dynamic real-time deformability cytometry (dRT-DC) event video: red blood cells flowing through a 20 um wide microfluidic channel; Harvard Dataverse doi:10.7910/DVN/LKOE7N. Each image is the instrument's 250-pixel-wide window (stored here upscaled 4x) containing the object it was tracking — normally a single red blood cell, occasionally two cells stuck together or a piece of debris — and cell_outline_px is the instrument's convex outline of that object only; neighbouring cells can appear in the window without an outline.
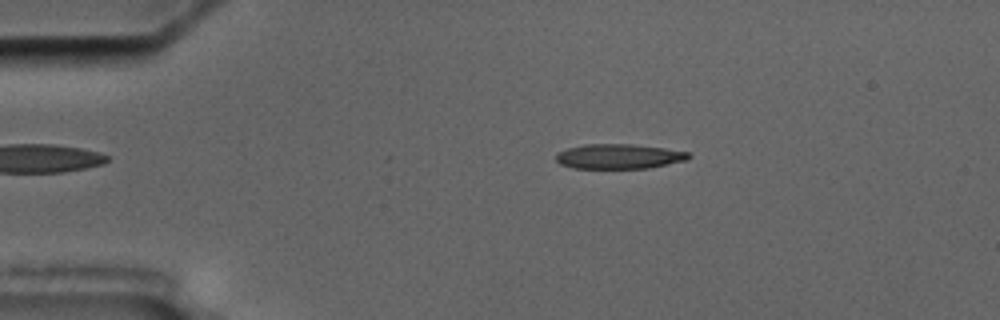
{"species": "common noctule bat (a hibernating species)", "species_latin": "Nyctalus noctula", "temperature_condition": "cold", "stored_images_in_passage": 14, "camera_frame_rate_fps": 3000, "um_per_image_px": 0.085, "animal": {"sex": "male", "body_mass_g": 17.5, "forearm_length_mm": 52.3}, "frame": {"image": 1, "passage_image": 3, "time_ms": 2.333, "image_size_px": [1000, 320], "cell_outline_px": [[692, 156], [688, 160], [648, 168], [572, 168], [560, 164], [556, 160], [556, 152], [568, 148], [584, 144], [632, 144], [664, 148], [688, 152]], "centroid_in_image_um": [52.6, 13.29], "position_along_channel_um": 32.4, "area_um2": 19.25}}
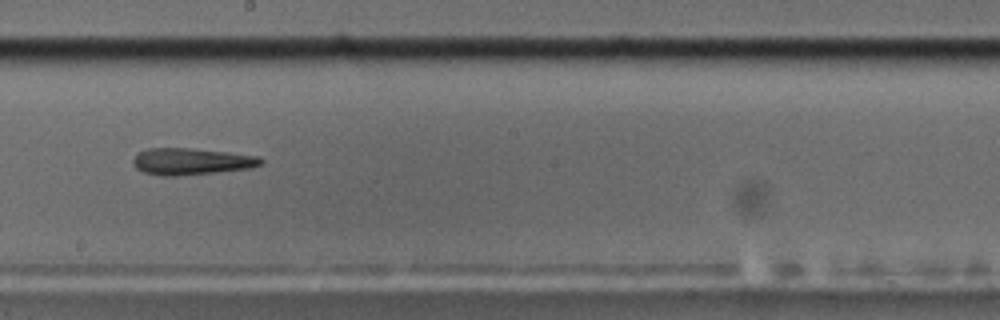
{"frame": {"image": 2, "passage_image": 8, "time_ms": 9.333, "image_size_px": [1000, 320], "cell_outline_px": [[264, 164], [252, 168], [216, 172], [176, 176], [160, 176], [144, 172], [136, 168], [132, 164], [132, 160], [140, 152], [148, 148], [192, 148], [228, 152], [260, 156], [264, 160]], "centroid_in_image_um": [16.31, 13.72], "position_along_channel_um": 231.9, "area_um2": 20.06}}
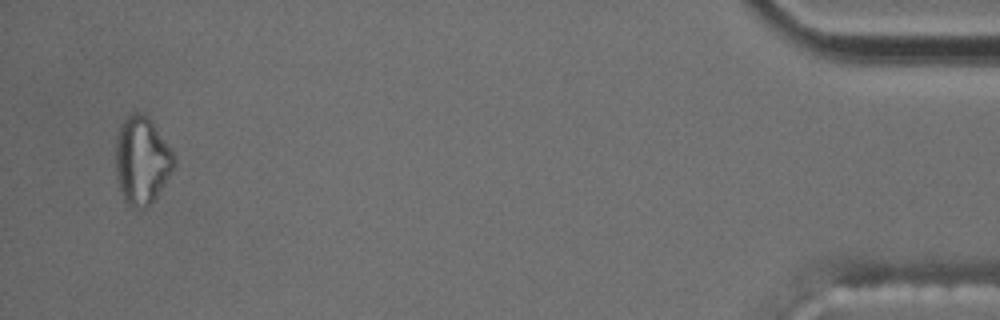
{"frame": {"image": 3, "passage_image": 14, "time_ms": 17.0, "image_size_px": [1000, 320], "cell_outline_px": [[176, 164], [172, 172], [156, 196], [144, 208], [132, 208], [124, 200], [120, 192], [116, 176], [116, 136], [120, 124], [128, 112], [140, 112], [148, 116], [152, 120], [176, 156]], "centroid_in_image_um": [12.05, 13.59], "position_along_channel_um": 423.2, "area_um2": 30.23}}